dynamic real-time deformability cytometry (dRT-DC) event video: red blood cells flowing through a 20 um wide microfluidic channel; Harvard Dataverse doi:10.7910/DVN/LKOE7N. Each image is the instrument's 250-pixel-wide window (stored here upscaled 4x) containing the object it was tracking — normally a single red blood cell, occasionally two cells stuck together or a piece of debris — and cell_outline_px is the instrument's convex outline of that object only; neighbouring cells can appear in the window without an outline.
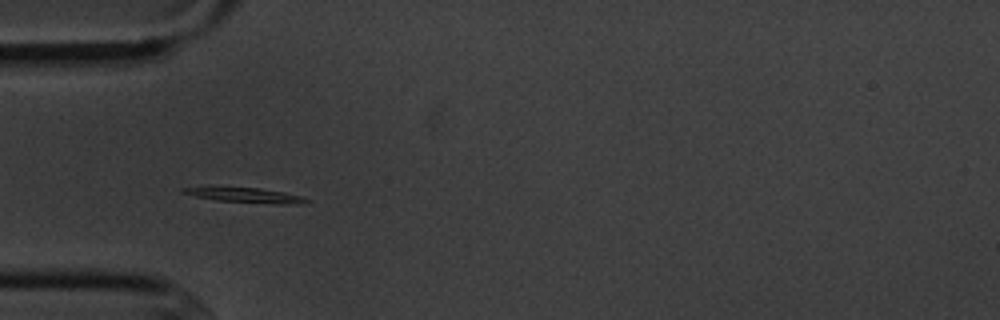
{"species": "common noctule bat (a hibernating species)", "species_latin": "Nyctalus noctula", "temperature_condition": "cold", "stored_images_in_passage": 5, "camera_frame_rate_fps": 3000, "um_per_image_px": 0.085, "animal": {"sex": "male", "body_mass_g": 20.1, "forearm_length_mm": 53.5}, "frame": {"image": 1, "passage_image": 4, "time_ms": 3.667, "image_size_px": [1000, 320], "cell_outline_px": [[308, 204], [280, 204], [216, 200], [196, 196], [180, 192], [180, 188], [208, 184], [256, 188], [284, 192], [300, 196], [308, 200]], "centroid_in_image_um": [20.68, 16.54], "position_along_channel_um": 64.3, "area_um2": 11.27}}
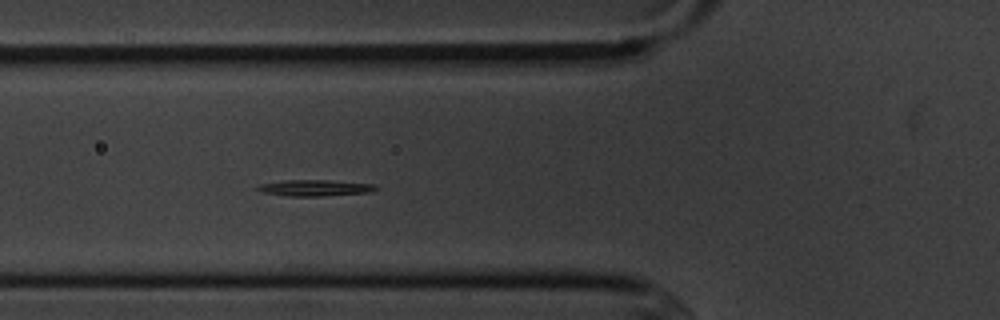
{"frame": {"image": 2, "passage_image": 5, "time_ms": 4.667, "image_size_px": [1000, 320], "cell_outline_px": [[380, 188], [372, 192], [324, 196], [288, 196], [260, 192], [256, 188], [260, 184], [288, 180], [328, 180], [376, 184]], "centroid_in_image_um": [26.83, 15.97], "position_along_channel_um": 99.0, "area_um2": 11.27}}